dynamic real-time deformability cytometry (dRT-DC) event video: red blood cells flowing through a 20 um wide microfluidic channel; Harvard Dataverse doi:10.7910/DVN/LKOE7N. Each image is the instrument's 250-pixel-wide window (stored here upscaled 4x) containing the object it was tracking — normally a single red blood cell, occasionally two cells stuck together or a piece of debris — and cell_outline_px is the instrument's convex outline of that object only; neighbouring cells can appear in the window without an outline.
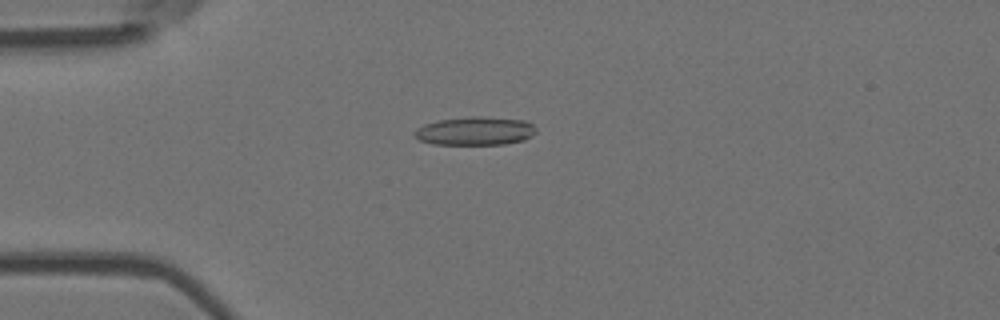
{"species": "Egyptian fruit bat (a non-hibernating species)", "species_latin": "Rousettus aegyptiacus", "temperature_condition": "room temperature", "stored_images_in_passage": 4, "camera_frame_rate_fps": 3000, "um_per_image_px": 0.085, "animal": {"sex": "female"}, "frame": {"image": 1, "passage_image": 2, "time_ms": 0.333, "image_size_px": [1000, 320], "cell_outline_px": [[536, 132], [532, 136], [524, 140], [504, 144], [432, 144], [420, 140], [412, 136], [412, 132], [416, 128], [424, 124], [440, 120], [468, 116], [480, 116], [524, 120], [532, 124], [536, 128]], "centroid_in_image_um": [40.36, 11.13], "position_along_channel_um": 44.6, "area_um2": 20.29}}